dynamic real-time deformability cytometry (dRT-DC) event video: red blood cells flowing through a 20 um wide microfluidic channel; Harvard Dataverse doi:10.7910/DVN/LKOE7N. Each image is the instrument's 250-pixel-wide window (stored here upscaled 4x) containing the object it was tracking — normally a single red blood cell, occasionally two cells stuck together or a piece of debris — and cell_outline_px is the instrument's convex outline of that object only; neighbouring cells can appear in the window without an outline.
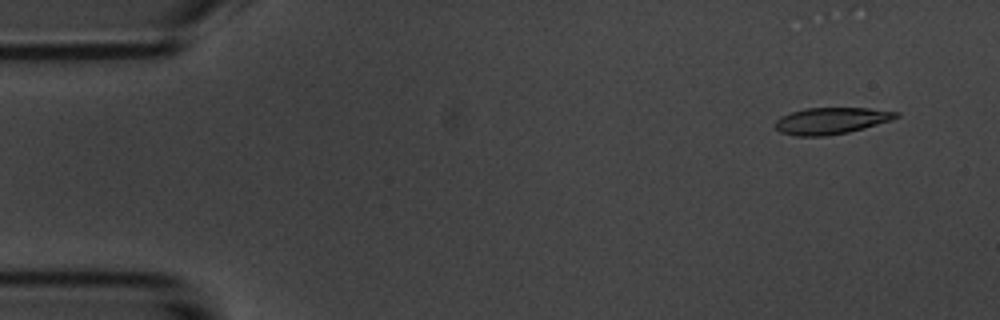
{"species": "common noctule bat (a hibernating species)", "species_latin": "Nyctalus noctula", "temperature_condition": "room temperature", "stored_images_in_passage": 8, "camera_frame_rate_fps": 3000, "um_per_image_px": 0.085, "animal": {"sex": "male", "body_mass_g": 20.1, "forearm_length_mm": 53.5}, "frame": {"image": 1, "passage_image": 1, "time_ms": 0.0, "image_size_px": [1000, 320], "cell_outline_px": [[900, 116], [892, 120], [864, 128], [848, 132], [824, 136], [796, 136], [780, 132], [776, 128], [776, 120], [780, 116], [804, 108], [868, 108], [900, 112]], "centroid_in_image_um": [70.67, 10.26], "position_along_channel_um": 14.3, "area_um2": 18.73}}
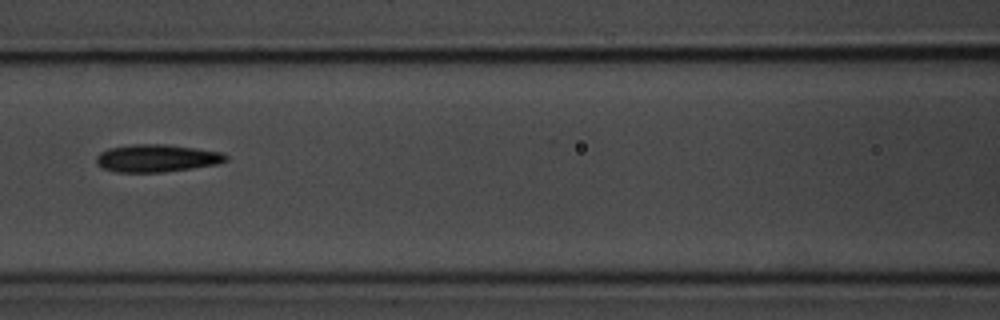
{"frame": {"image": 2, "passage_image": 6, "time_ms": 6.667, "image_size_px": [1000, 320], "cell_outline_px": [[228, 160], [216, 164], [192, 168], [164, 172], [116, 172], [104, 168], [96, 164], [96, 156], [100, 152], [108, 148], [132, 144], [164, 144], [196, 148], [224, 152], [228, 156]], "centroid_in_image_um": [13.33, 13.44], "position_along_channel_um": 153.3, "area_um2": 20.92}}
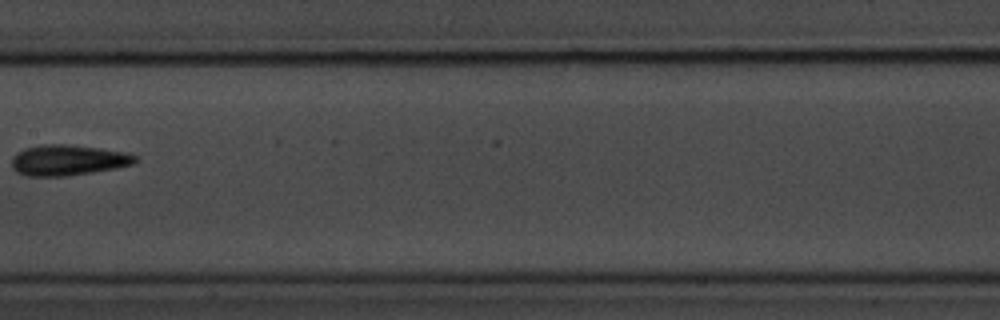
{"frame": {"image": 3, "passage_image": 7, "time_ms": 8.0, "image_size_px": [1000, 320], "cell_outline_px": [[140, 160], [132, 164], [116, 168], [92, 172], [64, 176], [28, 176], [16, 172], [12, 168], [12, 156], [16, 152], [24, 148], [44, 144], [64, 144], [100, 148], [128, 152], [136, 156]], "centroid_in_image_um": [5.78, 13.6], "position_along_channel_um": 201.6, "area_um2": 22.2}}